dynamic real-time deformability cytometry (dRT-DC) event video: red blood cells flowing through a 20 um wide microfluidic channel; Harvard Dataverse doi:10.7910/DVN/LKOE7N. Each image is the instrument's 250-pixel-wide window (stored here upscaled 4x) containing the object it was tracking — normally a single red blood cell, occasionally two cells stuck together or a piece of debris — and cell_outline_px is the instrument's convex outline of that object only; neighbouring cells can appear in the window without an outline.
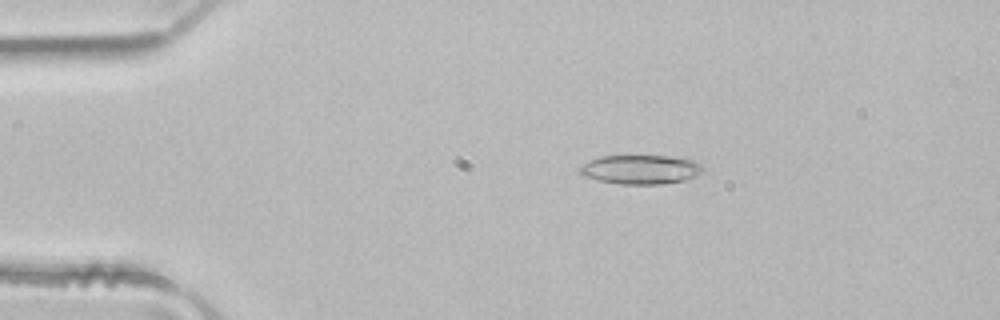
{"species": "common noctule bat (a hibernating species)", "species_latin": "Nyctalus noctula", "temperature_condition": "room temperature", "stored_images_in_passage": 4, "camera_frame_rate_fps": 3000, "um_per_image_px": 0.085, "animal": {"sex": "male", "body_mass_g": 21.5, "forearm_length_mm": 52.0}, "frame": {"image": 1, "passage_image": 3, "time_ms": 0.667, "image_size_px": [1000, 320], "cell_outline_px": [[704, 172], [696, 176], [684, 180], [660, 184], [620, 184], [600, 180], [584, 176], [576, 168], [580, 164], [600, 156], [668, 156], [692, 160], [700, 164], [704, 168]], "centroid_in_image_um": [54.43, 14.4], "position_along_channel_um": 30.6, "area_um2": 20.92}}